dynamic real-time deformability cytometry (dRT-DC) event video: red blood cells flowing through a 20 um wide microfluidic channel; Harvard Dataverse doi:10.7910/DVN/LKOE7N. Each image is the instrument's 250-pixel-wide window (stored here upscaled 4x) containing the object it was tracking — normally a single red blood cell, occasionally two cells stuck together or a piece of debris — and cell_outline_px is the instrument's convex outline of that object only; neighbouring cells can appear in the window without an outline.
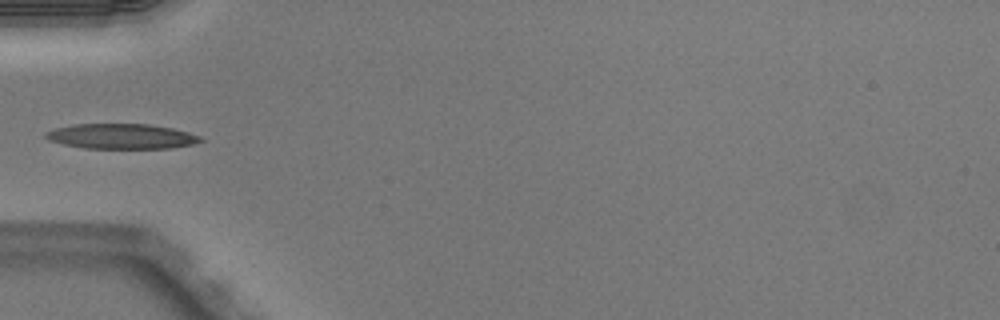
{"species": "Egyptian fruit bat (a non-hibernating species)", "species_latin": "Rousettus aegyptiacus", "temperature_condition": "warm", "stored_images_in_passage": 34, "camera_frame_rate_fps": 3000, "um_per_image_px": 0.085, "animal": {"sex": "male"}, "frame": {"image": 1, "passage_image": 1, "time_ms": 0.0, "image_size_px": [1000, 320], "cell_outline_px": [[204, 140], [192, 144], [172, 148], [84, 148], [64, 144], [48, 140], [44, 136], [44, 132], [56, 128], [76, 124], [148, 124], [172, 128], [188, 132], [200, 136]], "centroid_in_image_um": [10.31, 11.58], "position_along_channel_um": 74.7, "area_um2": 22.54}}
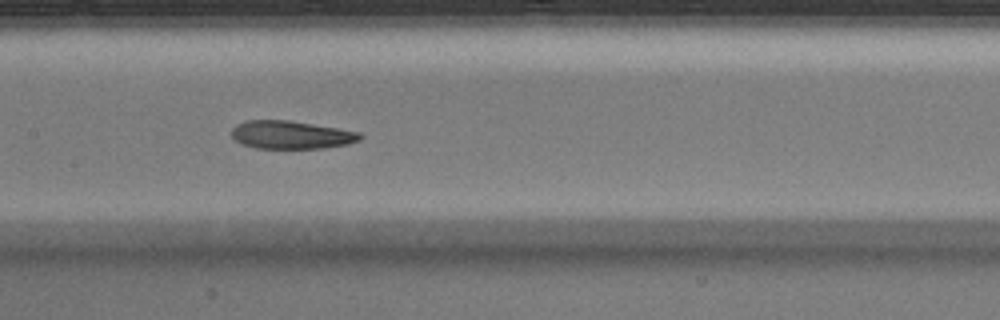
{"frame": {"image": 2, "passage_image": 9, "time_ms": 2.667, "image_size_px": [1000, 320], "cell_outline_px": [[364, 136], [360, 140], [348, 144], [324, 148], [256, 148], [244, 144], [236, 140], [232, 136], [232, 128], [236, 124], [244, 120], [288, 120], [360, 132]], "centroid_in_image_um": [24.75, 11.46], "position_along_channel_um": 182.6, "area_um2": 20.92}}
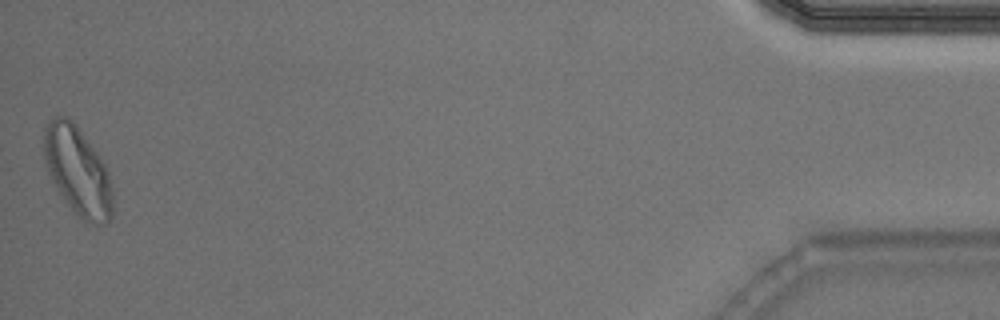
{"frame": {"image": 3, "passage_image": 34, "time_ms": 11.0, "image_size_px": [1000, 320], "cell_outline_px": [[112, 216], [108, 224], [92, 224], [84, 220], [68, 204], [60, 192], [48, 168], [40, 144], [44, 128], [56, 116], [68, 116], [72, 120], [96, 152], [104, 164], [108, 172], [112, 188]], "centroid_in_image_um": [6.6, 14.51], "position_along_channel_um": 428.6, "area_um2": 34.91}}